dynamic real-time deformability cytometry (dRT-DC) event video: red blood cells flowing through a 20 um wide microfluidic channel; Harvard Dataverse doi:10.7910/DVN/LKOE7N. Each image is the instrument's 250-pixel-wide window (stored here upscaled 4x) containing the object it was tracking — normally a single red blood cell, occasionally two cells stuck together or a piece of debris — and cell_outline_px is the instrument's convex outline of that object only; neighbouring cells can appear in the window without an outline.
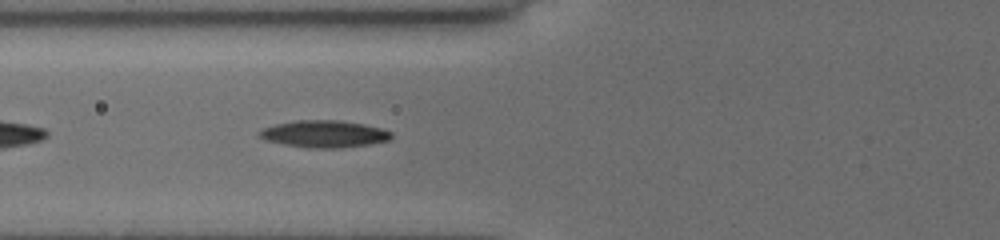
{"species": "common noctule bat (a hibernating species)", "species_latin": "Nyctalus noctula", "temperature_condition": "cold", "stored_images_in_passage": 35, "camera_frame_rate_fps": 3000, "um_per_image_px": 0.085, "animal": {"sex": "female", "body_mass_g": 19.5, "forearm_length_mm": 54.1}, "frame": {"image": 1, "passage_image": 5, "time_ms": 1.333, "image_size_px": [1000, 240], "cell_outline_px": [[392, 136], [388, 140], [368, 144], [340, 148], [304, 148], [264, 140], [256, 136], [256, 132], [260, 128], [276, 124], [296, 120], [340, 120], [364, 124], [380, 128], [392, 132]], "centroid_in_image_um": [27.47, 11.38], "position_along_channel_um": 98.3, "area_um2": 21.04}}
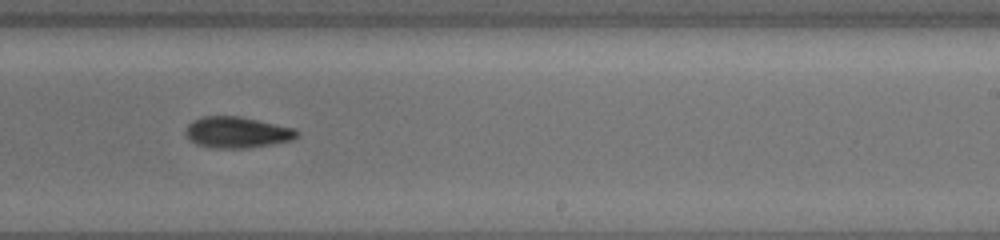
{"frame": {"image": 2, "passage_image": 18, "time_ms": 5.667, "image_size_px": [1000, 240], "cell_outline_px": [[300, 136], [292, 140], [272, 144], [248, 148], [208, 148], [196, 144], [184, 132], [188, 124], [192, 120], [200, 116], [240, 116], [296, 128], [300, 132]], "centroid_in_image_um": [20.17, 11.24], "position_along_channel_um": 268.8, "area_um2": 20.52}}
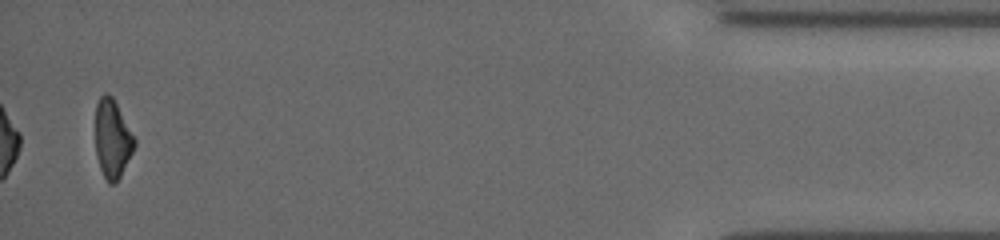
{"frame": {"image": 3, "passage_image": 35, "time_ms": 11.333, "image_size_px": [1000, 240], "cell_outline_px": [[136, 144], [120, 176], [112, 184], [108, 184], [100, 168], [96, 156], [96, 104], [100, 96], [104, 92], [108, 92], [112, 96], [136, 140]], "centroid_in_image_um": [9.54, 11.77], "position_along_channel_um": 425.7, "area_um2": 17.63}, "authors_computed_cell_mechanics": {"area_um2": 19.8832, "velocity_mm_per_s": 3.9415, "shape_relaxation_time_tau1_ms": 4.9468, "shape_relaxation_time_tau2_ms": 7.7515, "deformation_change_tau1": 0.1439, "deformation_change_tau2": 0.1614}}